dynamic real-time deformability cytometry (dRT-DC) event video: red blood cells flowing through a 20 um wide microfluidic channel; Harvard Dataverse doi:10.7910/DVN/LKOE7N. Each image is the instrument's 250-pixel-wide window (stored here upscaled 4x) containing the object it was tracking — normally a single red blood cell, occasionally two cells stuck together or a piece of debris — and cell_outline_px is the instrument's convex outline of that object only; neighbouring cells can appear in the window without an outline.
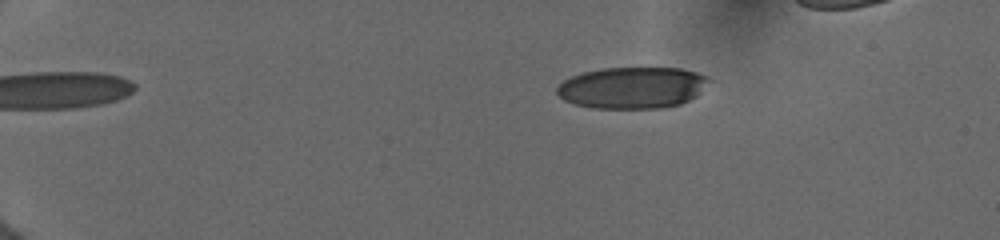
{"species": "human", "species_latin": "Homo sapiens", "temperature_condition": "cold", "stored_images_in_passage": 43, "camera_frame_rate_fps": 3000, "um_per_image_px": 0.085, "donor": {"sex": "female"}, "frame": {"image": 1, "passage_image": 17, "time_ms": 3.0, "image_size_px": [1000, 240], "cell_outline_px": [[708, 80], [696, 96], [680, 104], [660, 108], [596, 108], [576, 104], [564, 100], [556, 92], [556, 88], [564, 80], [572, 76], [584, 72], [600, 68], [680, 68], [696, 72], [708, 76]], "centroid_in_image_um": [53.72, 7.45], "position_along_channel_um": 31.3, "area_um2": 36.47}}
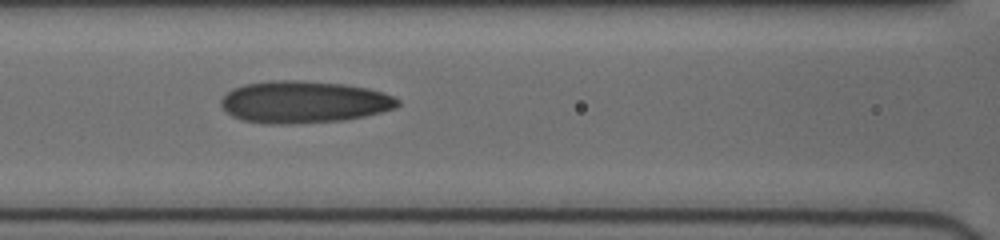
{"frame": {"image": 2, "passage_image": 32, "time_ms": 8.333, "image_size_px": [1000, 240], "cell_outline_px": [[400, 104], [396, 108], [364, 116], [344, 120], [292, 124], [264, 124], [240, 120], [232, 116], [220, 104], [220, 100], [232, 88], [244, 84], [268, 80], [300, 80], [348, 84], [368, 88], [384, 92], [400, 100]], "centroid_in_image_um": [25.82, 8.66], "position_along_channel_um": 140.8, "area_um2": 43.75}}
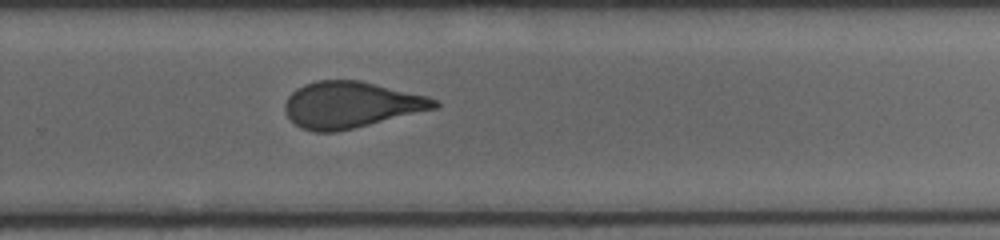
{"frame": {"image": 3, "passage_image": 43, "time_ms": 12.333, "image_size_px": [1000, 240], "cell_outline_px": [[440, 104], [436, 108], [336, 132], [316, 132], [300, 128], [288, 116], [284, 108], [284, 104], [288, 96], [296, 88], [304, 84], [316, 80], [360, 80], [428, 96], [436, 100]], "centroid_in_image_um": [29.79, 8.89], "position_along_channel_um": 300.0, "area_um2": 40.11}}